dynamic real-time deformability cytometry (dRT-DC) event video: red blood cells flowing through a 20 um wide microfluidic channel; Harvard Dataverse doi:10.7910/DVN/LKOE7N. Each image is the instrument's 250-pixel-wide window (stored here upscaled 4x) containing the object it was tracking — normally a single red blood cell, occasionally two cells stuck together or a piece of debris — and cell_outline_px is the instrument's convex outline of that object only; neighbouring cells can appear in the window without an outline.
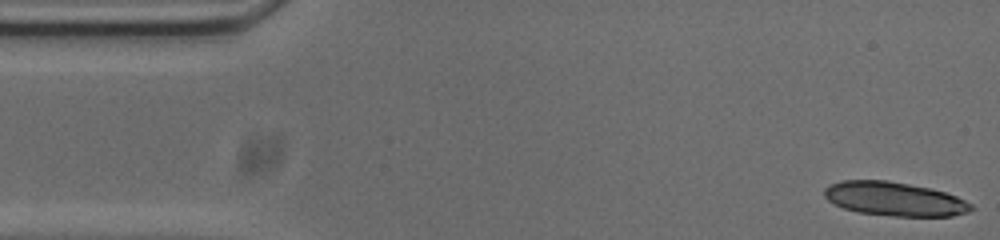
{"species": "common noctule bat (a hibernating species)", "species_latin": "Nyctalus noctula", "temperature_condition": "cold", "stored_images_in_passage": 53, "segment_of_instrument_passage": [1, 2], "camera_frame_rate_fps": 3000, "um_per_image_px": 0.085, "animal": {"sex": "male", "body_mass_g": 20.0, "forearm_length_mm": 53.3}, "frame": {"image": 1, "passage_image": 1, "time_ms": 0.0, "image_size_px": [1000, 240], "cell_outline_px": [[976, 208], [968, 212], [952, 216], [892, 216], [860, 212], [844, 208], [828, 200], [824, 196], [824, 188], [840, 180], [888, 180], [928, 188], [944, 192], [956, 196], [972, 204]], "centroid_in_image_um": [76.04, 16.91], "position_along_channel_um": 9.0, "area_um2": 28.84}}